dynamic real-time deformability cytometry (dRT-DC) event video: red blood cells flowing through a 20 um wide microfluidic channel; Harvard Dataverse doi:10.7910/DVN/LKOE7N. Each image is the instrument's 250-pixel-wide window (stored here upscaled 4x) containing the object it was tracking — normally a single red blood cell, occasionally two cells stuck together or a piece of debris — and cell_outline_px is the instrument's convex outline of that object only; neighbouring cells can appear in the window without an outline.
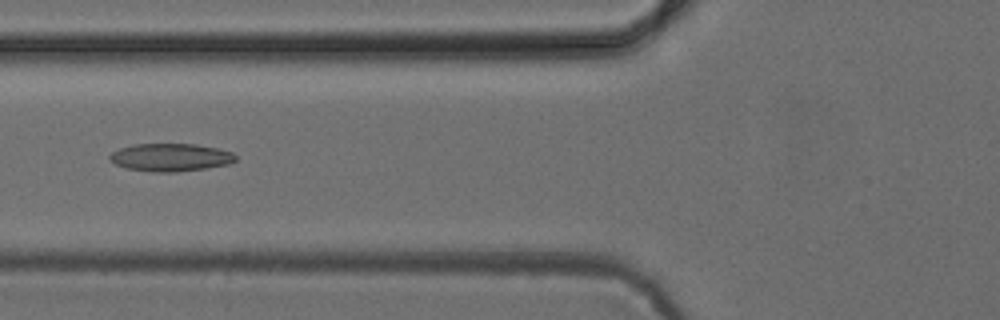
{"species": "common noctule bat (a hibernating species)", "species_latin": "Nyctalus noctula", "temperature_condition": "cold", "stored_images_in_passage": 5, "camera_frame_rate_fps": 3000, "um_per_image_px": 0.085, "animal": {"sex": "female", "body_mass_g": 24.6, "forearm_length_mm": 56.2}, "frame": {"image": 1, "passage_image": 5, "time_ms": 5.333, "image_size_px": [1000, 320], "cell_outline_px": [[236, 160], [228, 164], [208, 168], [176, 172], [152, 172], [128, 168], [116, 164], [108, 156], [112, 152], [120, 148], [132, 144], [196, 144], [216, 148], [232, 152], [236, 156]], "centroid_in_image_um": [14.51, 13.37], "position_along_channel_um": 111.3, "area_um2": 20.35}}